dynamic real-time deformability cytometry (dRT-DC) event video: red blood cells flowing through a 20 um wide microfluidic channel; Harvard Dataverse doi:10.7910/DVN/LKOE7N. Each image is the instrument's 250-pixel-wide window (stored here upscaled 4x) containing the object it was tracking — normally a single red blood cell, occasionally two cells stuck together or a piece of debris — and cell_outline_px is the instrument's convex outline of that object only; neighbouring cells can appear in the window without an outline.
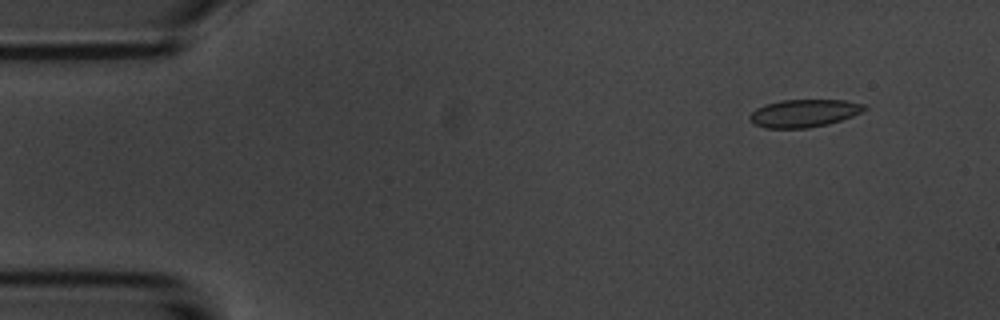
{"species": "common noctule bat (a hibernating species)", "species_latin": "Nyctalus noctula", "temperature_condition": "room temperature", "stored_images_in_passage": 5, "segment_of_instrument_passage": [2, 2], "camera_frame_rate_fps": 3000, "um_per_image_px": 0.085, "animal": {"sex": "male", "body_mass_g": 20.1, "forearm_length_mm": 53.5}, "frame": {"image": 1, "passage_image": 5, "time_ms": 5.667, "image_size_px": [1000, 320], "cell_outline_px": [[868, 108], [852, 116], [828, 124], [808, 128], [764, 128], [752, 124], [748, 120], [748, 116], [756, 108], [764, 104], [780, 100], [844, 100], [864, 104]], "centroid_in_image_um": [68.28, 9.62], "position_along_channel_um": 16.7, "area_um2": 18.67}}